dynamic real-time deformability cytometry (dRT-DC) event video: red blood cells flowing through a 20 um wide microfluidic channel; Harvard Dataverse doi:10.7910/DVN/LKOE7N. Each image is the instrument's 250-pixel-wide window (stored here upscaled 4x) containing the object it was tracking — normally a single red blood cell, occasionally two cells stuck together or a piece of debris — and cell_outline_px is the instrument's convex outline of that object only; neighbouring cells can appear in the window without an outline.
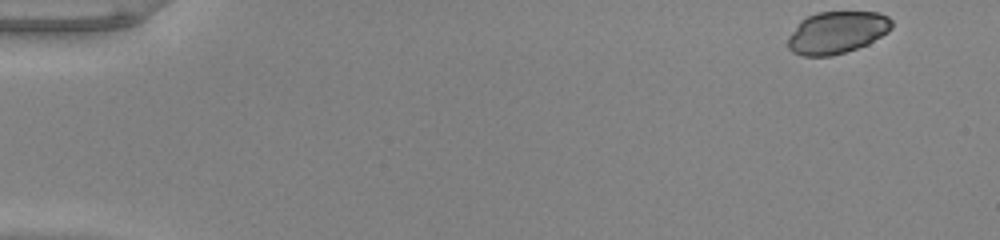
{"species": "common noctule bat (a hibernating species)", "species_latin": "Nyctalus noctula", "temperature_condition": "warm", "stored_images_in_passage": 50, "camera_frame_rate_fps": 3000, "um_per_image_px": 0.085, "animal": {"sex": "male", "body_mass_g": 20.0, "forearm_length_mm": 53.3}, "frame": {"image": 1, "passage_image": 1, "time_ms": 0.0, "image_size_px": [1000, 240], "cell_outline_px": [[892, 28], [888, 32], [868, 44], [832, 56], [804, 56], [792, 52], [788, 48], [788, 36], [800, 20], [816, 12], [880, 12], [888, 16], [892, 20]], "centroid_in_image_um": [71.13, 2.75], "position_along_channel_um": 13.9, "area_um2": 25.66}}
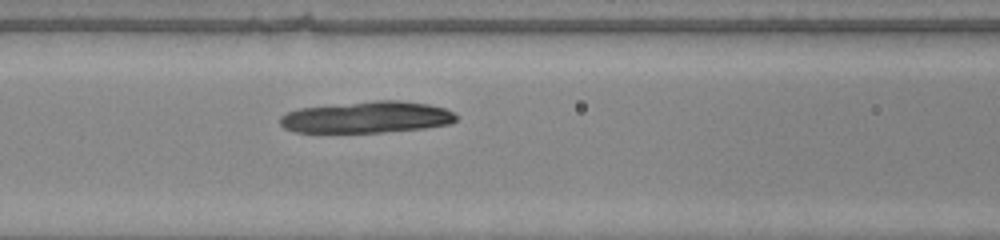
{"frame": {"image": 2, "passage_image": 21, "time_ms": 6.667, "image_size_px": [1000, 240], "cell_outline_px": [[456, 120], [452, 124], [424, 128], [380, 132], [296, 132], [284, 128], [280, 124], [280, 116], [288, 112], [300, 108], [376, 100], [400, 100], [428, 104], [444, 108], [452, 112], [456, 116]], "centroid_in_image_um": [31.19, 9.96], "position_along_channel_um": 135.4, "area_um2": 32.25}}
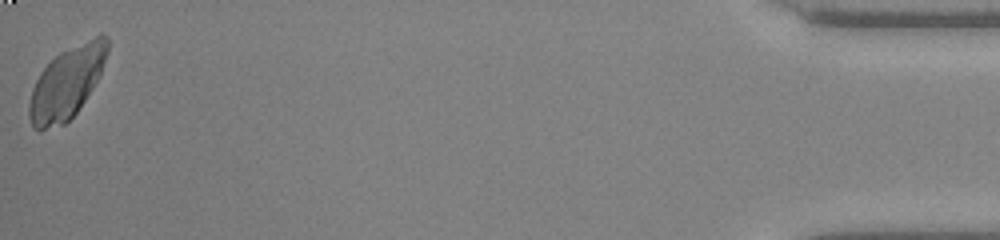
{"frame": {"image": 3, "passage_image": 50, "time_ms": 16.333, "image_size_px": [1000, 240], "cell_outline_px": [[108, 52], [100, 72], [92, 88], [76, 112], [64, 124], [40, 132], [32, 128], [28, 116], [28, 104], [32, 88], [40, 72], [60, 52], [100, 32], [104, 32], [108, 36]], "centroid_in_image_um": [5.65, 7.03], "position_along_channel_um": 429.5, "area_um2": 32.83}}